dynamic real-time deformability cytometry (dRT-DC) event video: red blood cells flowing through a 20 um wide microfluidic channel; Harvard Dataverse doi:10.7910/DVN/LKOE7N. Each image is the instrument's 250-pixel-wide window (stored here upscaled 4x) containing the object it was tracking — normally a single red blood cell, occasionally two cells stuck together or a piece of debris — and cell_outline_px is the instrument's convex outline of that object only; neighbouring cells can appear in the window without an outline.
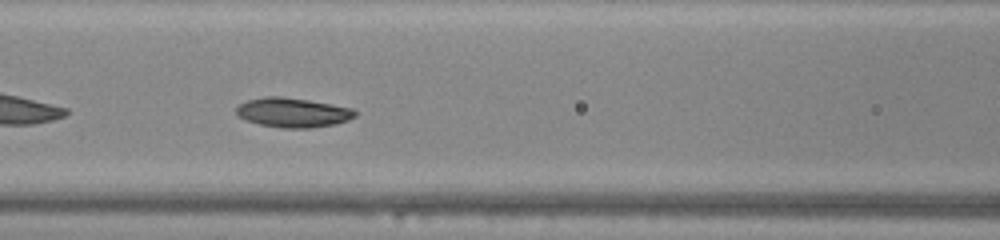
{"species": "common noctule bat (a hibernating species)", "species_latin": "Nyctalus noctula", "temperature_condition": "warm", "stored_images_in_passage": 16, "camera_frame_rate_fps": 3000, "um_per_image_px": 0.085, "animal": {"sex": "male", "body_mass_g": 20.0, "forearm_length_mm": 53.3}, "frame": {"image": 1, "passage_image": 7, "time_ms": 2.0, "image_size_px": [1000, 240], "cell_outline_px": [[356, 116], [348, 120], [336, 124], [312, 128], [284, 128], [260, 124], [236, 116], [236, 108], [240, 104], [248, 100], [264, 96], [280, 96], [308, 100], [352, 108], [356, 112]], "centroid_in_image_um": [24.89, 9.57], "position_along_channel_um": 141.7, "area_um2": 20.35}}
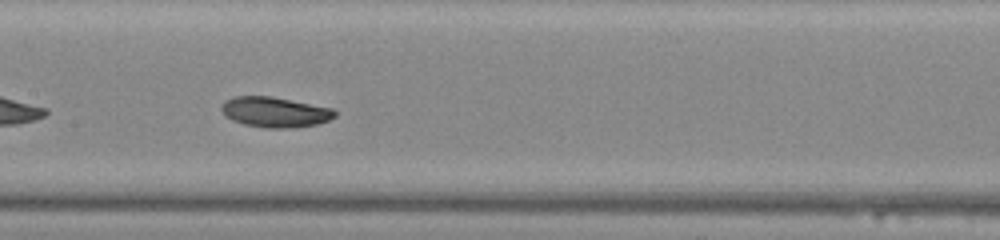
{"frame": {"image": 2, "passage_image": 10, "time_ms": 3.0, "image_size_px": [1000, 240], "cell_outline_px": [[336, 116], [328, 120], [316, 124], [292, 128], [264, 128], [244, 124], [232, 120], [224, 116], [220, 108], [224, 100], [236, 96], [268, 96], [332, 108], [336, 112]], "centroid_in_image_um": [23.32, 9.53], "position_along_channel_um": 184.1, "area_um2": 19.94}}